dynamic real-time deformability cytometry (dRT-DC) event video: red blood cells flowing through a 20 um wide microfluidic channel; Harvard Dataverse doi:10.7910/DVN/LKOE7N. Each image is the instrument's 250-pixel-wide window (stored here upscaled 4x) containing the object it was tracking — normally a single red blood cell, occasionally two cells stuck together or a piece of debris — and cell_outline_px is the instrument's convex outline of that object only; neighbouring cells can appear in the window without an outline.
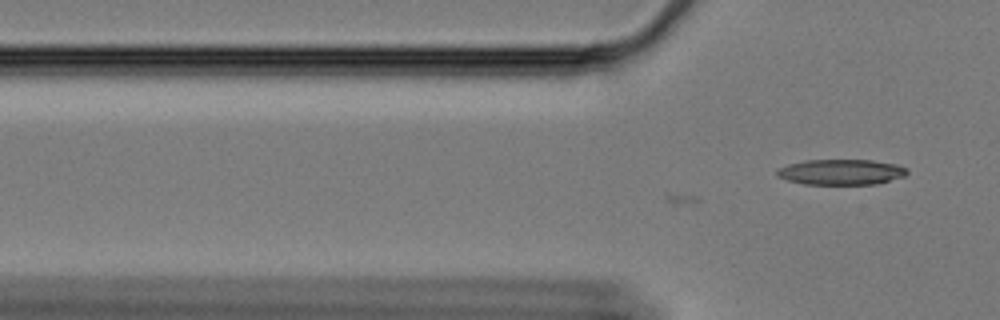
{"species": "Egyptian fruit bat (a non-hibernating species)", "species_latin": "Rousettus aegyptiacus", "temperature_condition": "cold", "stored_images_in_passage": 23, "camera_frame_rate_fps": 3000, "um_per_image_px": 0.085, "animal": {"sex": "female"}, "frame": {"image": 1, "passage_image": 23, "time_ms": 7.333, "image_size_px": [1000, 320], "cell_outline_px": [[908, 172], [904, 176], [876, 184], [804, 184], [788, 180], [776, 176], [776, 168], [788, 164], [804, 160], [872, 160], [896, 164], [908, 168]], "centroid_in_image_um": [71.47, 14.61], "position_along_channel_um": 54.3, "area_um2": 19.42}}